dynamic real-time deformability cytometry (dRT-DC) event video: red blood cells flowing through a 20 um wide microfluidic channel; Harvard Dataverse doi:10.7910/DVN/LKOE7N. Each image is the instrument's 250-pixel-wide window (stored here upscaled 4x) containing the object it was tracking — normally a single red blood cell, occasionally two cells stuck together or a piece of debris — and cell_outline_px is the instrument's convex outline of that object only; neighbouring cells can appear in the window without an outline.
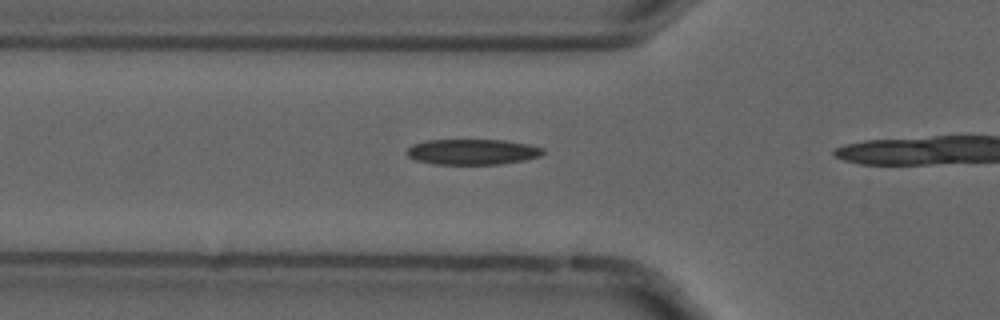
{"species": "common noctule bat (a hibernating species)", "species_latin": "Nyctalus noctula", "temperature_condition": "cold", "stored_images_in_passage": 7, "camera_frame_rate_fps": 3000, "um_per_image_px": 0.085, "animal": {"sex": "male", "forearm_length_mm": 52.5}, "frame": {"image": 1, "passage_image": 6, "time_ms": 1.667, "image_size_px": [1000, 320], "cell_outline_px": [[544, 152], [540, 156], [524, 160], [500, 164], [436, 164], [416, 160], [408, 156], [408, 148], [412, 144], [424, 140], [504, 140], [528, 144], [544, 148]], "centroid_in_image_um": [40.16, 12.9], "position_along_channel_um": 85.6, "area_um2": 20.23}}